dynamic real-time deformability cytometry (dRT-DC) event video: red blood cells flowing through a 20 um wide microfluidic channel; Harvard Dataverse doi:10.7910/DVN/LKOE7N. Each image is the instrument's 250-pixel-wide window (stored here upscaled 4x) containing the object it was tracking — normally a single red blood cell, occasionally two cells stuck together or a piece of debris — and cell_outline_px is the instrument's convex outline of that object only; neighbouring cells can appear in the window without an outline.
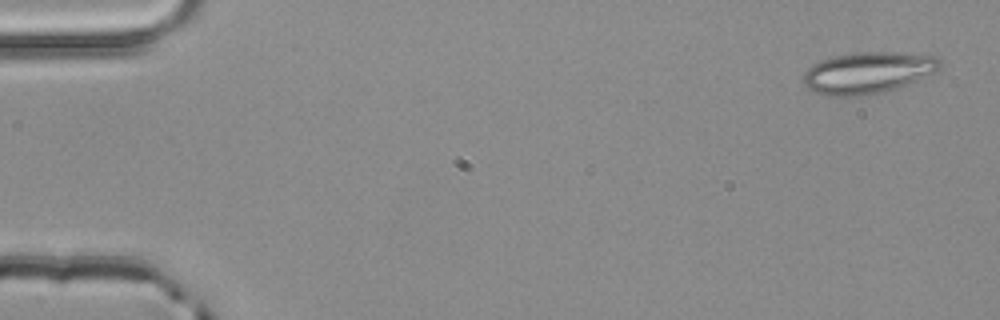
{"species": "common noctule bat (a hibernating species)", "species_latin": "Nyctalus noctula", "temperature_condition": "room temperature", "stored_images_in_passage": 3, "camera_frame_rate_fps": 3000, "um_per_image_px": 0.085, "animal": {"sex": "male", "body_mass_g": 20.4}, "frame": {"image": 1, "passage_image": 1, "time_ms": 0.0, "image_size_px": [1000, 320], "cell_outline_px": [[940, 68], [936, 72], [908, 84], [880, 92], [856, 96], [828, 96], [812, 92], [804, 84], [804, 72], [812, 64], [820, 60], [836, 56], [856, 52], [896, 52], [936, 56], [940, 60]], "centroid_in_image_um": [73.75, 6.17], "position_along_channel_um": 11.2, "area_um2": 32.95}}
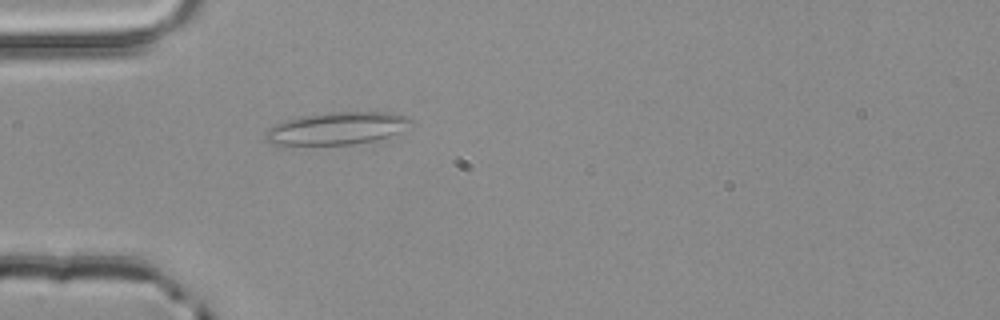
{"frame": {"image": 2, "passage_image": 3, "time_ms": 0.667, "image_size_px": [1000, 320], "cell_outline_px": [[412, 120], [400, 132], [376, 140], [352, 144], [268, 144], [264, 140], [264, 132], [276, 124], [284, 120], [304, 116], [336, 112], [388, 112], [408, 116]], "centroid_in_image_um": [28.61, 10.91], "position_along_channel_um": 56.4, "area_um2": 27.11}}